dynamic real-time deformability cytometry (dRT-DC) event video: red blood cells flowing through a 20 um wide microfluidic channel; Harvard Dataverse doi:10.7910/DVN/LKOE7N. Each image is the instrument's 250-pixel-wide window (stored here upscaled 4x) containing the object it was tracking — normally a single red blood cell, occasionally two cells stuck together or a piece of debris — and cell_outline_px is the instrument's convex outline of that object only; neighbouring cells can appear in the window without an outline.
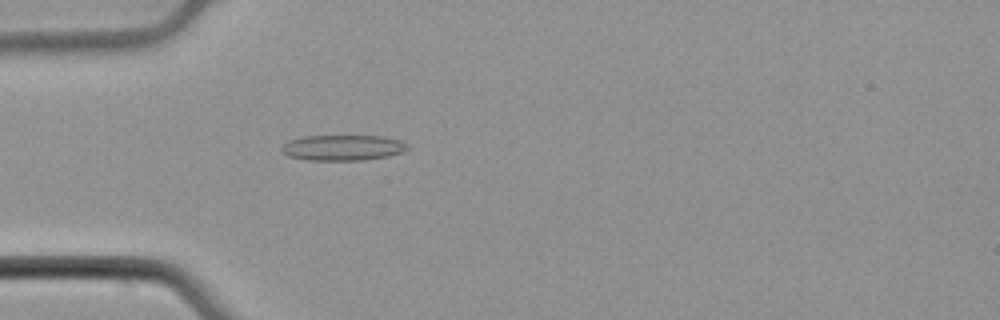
{"species": "common noctule bat (a hibernating species)", "species_latin": "Nyctalus noctula", "temperature_condition": "cold", "stored_images_in_passage": 4, "camera_frame_rate_fps": 3000, "um_per_image_px": 0.085, "animal": {"sex": "male", "body_mass_g": 21.5, "forearm_length_mm": 52.0}, "frame": {"image": 1, "passage_image": 4, "time_ms": 1.0, "image_size_px": [1000, 320], "cell_outline_px": [[408, 148], [400, 152], [388, 156], [364, 160], [308, 160], [288, 156], [280, 152], [280, 148], [288, 140], [304, 136], [380, 136], [400, 140]], "centroid_in_image_um": [29.05, 12.55], "position_along_channel_um": 55.9, "area_um2": 18.67}}